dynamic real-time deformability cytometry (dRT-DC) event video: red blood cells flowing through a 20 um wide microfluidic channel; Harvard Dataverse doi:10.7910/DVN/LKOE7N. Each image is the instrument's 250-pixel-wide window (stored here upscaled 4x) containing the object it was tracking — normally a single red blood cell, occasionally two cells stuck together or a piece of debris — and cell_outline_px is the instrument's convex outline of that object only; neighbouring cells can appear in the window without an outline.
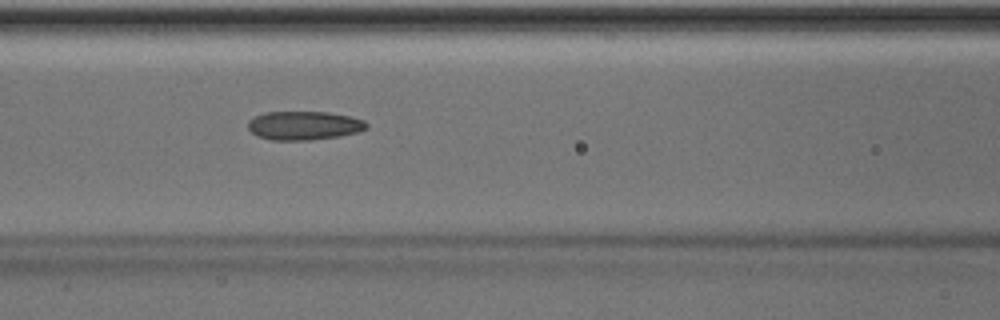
{"species": "Egyptian fruit bat (a non-hibernating species)", "species_latin": "Rousettus aegyptiacus", "temperature_condition": "room temperature", "stored_images_in_passage": 50, "camera_frame_rate_fps": 3000, "um_per_image_px": 0.085, "animal": {"sex": "male"}, "frame": {"image": 1, "passage_image": 22, "time_ms": 7.0, "image_size_px": [1000, 320], "cell_outline_px": [[368, 128], [360, 132], [340, 136], [308, 140], [268, 140], [256, 136], [248, 128], [248, 120], [256, 116], [268, 112], [328, 112], [348, 116], [364, 120], [368, 124]], "centroid_in_image_um": [25.85, 10.68], "position_along_channel_um": 140.8, "area_um2": 19.94}}
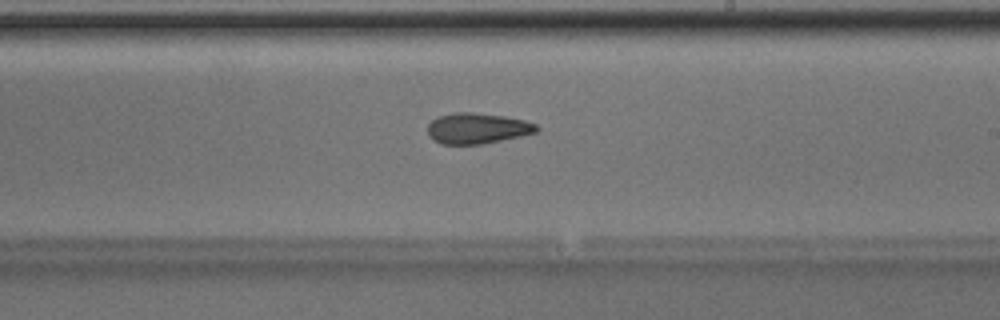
{"frame": {"image": 2, "passage_image": 30, "time_ms": 9.667, "image_size_px": [1000, 320], "cell_outline_px": [[540, 128], [536, 132], [520, 136], [480, 144], [440, 144], [432, 140], [428, 136], [428, 124], [436, 116], [452, 112], [472, 112], [504, 116], [524, 120], [536, 124]], "centroid_in_image_um": [40.52, 10.9], "position_along_channel_um": 248.5, "area_um2": 19.59}}
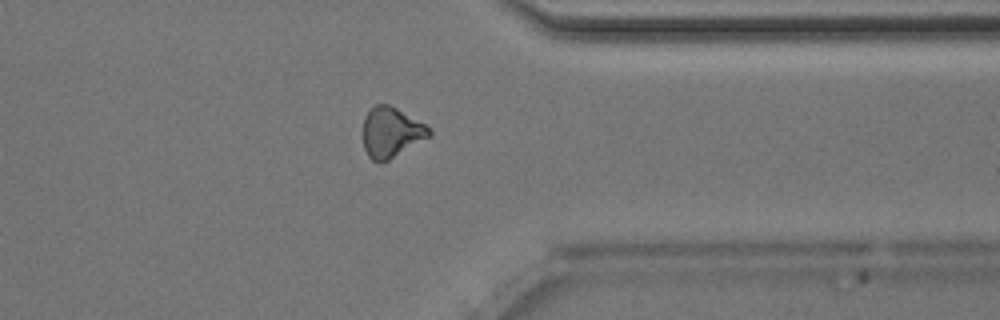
{"frame": {"image": 3, "passage_image": 40, "time_ms": 13.0, "image_size_px": [1000, 320], "cell_outline_px": [[432, 136], [388, 160], [380, 164], [372, 160], [368, 156], [364, 148], [364, 120], [368, 112], [376, 104], [388, 104], [396, 108], [424, 124], [432, 132]], "centroid_in_image_um": [33.26, 11.28], "position_along_channel_um": 378.1, "area_um2": 19.13}, "authors_computed_cell_mechanics": {"area_um2": 20.0277, "velocity_mm_per_s": 4.051, "shape_relaxation_time_tau1_ms": 7.8358, "shape_relaxation_time_tau2_ms": 5.0299, "deformation_change_tau1": 0.1419, "deformation_change_tau2": 0.1385}}